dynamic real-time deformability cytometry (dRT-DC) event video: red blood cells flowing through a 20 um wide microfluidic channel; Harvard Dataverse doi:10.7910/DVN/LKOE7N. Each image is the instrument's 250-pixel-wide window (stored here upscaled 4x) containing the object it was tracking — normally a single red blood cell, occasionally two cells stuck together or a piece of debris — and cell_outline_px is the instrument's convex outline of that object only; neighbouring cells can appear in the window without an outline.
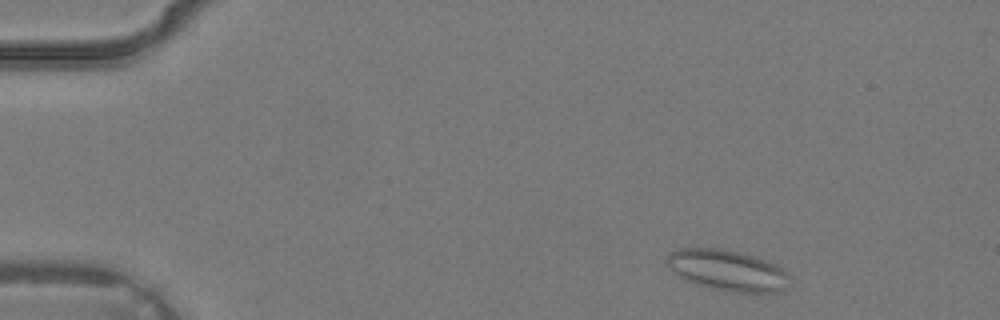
{"species": "common noctule bat (a hibernating species)", "species_latin": "Nyctalus noctula", "temperature_condition": "warm", "stored_images_in_passage": 3, "camera_frame_rate_fps": 3000, "um_per_image_px": 0.085, "animal": {"sex": "male", "body_mass_g": 19.2, "forearm_length_mm": 51.8}, "frame": {"image": 1, "passage_image": 3, "time_ms": 0.667, "image_size_px": [1000, 320], "cell_outline_px": [[788, 276], [784, 288], [780, 292], [728, 292], [696, 284], [680, 276], [668, 264], [668, 256], [672, 252], [680, 248], [720, 248], [744, 252], [768, 260], [776, 264], [788, 272]], "centroid_in_image_um": [61.89, 22.96], "position_along_channel_um": 23.1, "area_um2": 29.02}}